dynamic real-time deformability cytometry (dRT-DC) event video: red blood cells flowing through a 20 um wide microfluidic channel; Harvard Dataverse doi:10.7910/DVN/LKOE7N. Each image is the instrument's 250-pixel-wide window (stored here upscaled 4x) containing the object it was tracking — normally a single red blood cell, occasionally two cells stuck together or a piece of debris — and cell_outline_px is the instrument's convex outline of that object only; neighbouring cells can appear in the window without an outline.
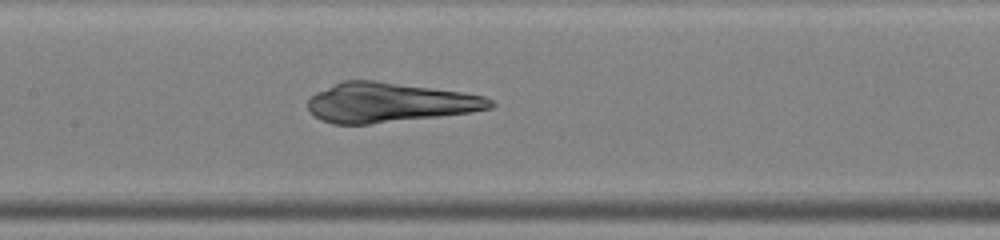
{"species": "common noctule bat (a hibernating species)", "species_latin": "Nyctalus noctula", "temperature_condition": "warm", "stored_images_in_passage": 39, "camera_frame_rate_fps": 3000, "um_per_image_px": 0.085, "animal": {"sex": "male", "body_mass_g": 19.0, "forearm_length_mm": 50.8}, "frame": {"image": 1, "passage_image": 23, "time_ms": 7.333, "image_size_px": [1000, 240], "cell_outline_px": [[496, 104], [492, 108], [472, 112], [440, 116], [368, 124], [332, 124], [320, 120], [308, 108], [308, 100], [316, 92], [344, 80], [372, 80], [464, 92], [484, 96], [492, 100]], "centroid_in_image_um": [33.12, 8.72], "position_along_channel_um": 174.3, "area_um2": 41.96}}
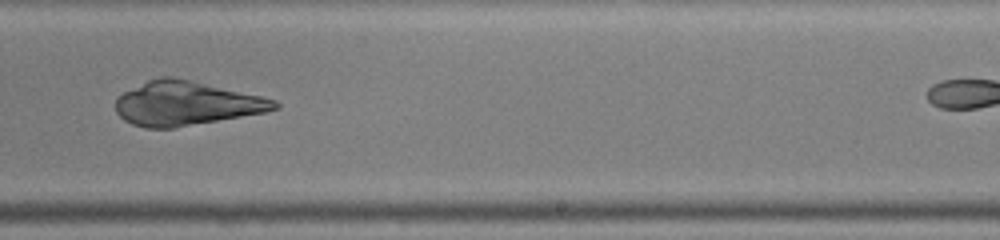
{"frame": {"image": 2, "passage_image": 30, "time_ms": 9.667, "image_size_px": [1000, 240], "cell_outline_px": [[280, 108], [268, 112], [176, 128], [144, 128], [132, 124], [124, 120], [116, 112], [116, 100], [124, 92], [148, 80], [160, 76], [172, 76], [260, 96], [276, 100], [280, 104]], "centroid_in_image_um": [15.84, 8.81], "position_along_channel_um": 273.2, "area_um2": 40.81}}
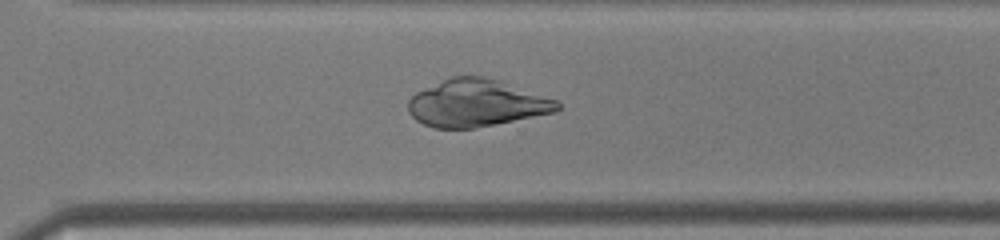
{"frame": {"image": 3, "passage_image": 34, "time_ms": 11.0, "image_size_px": [1000, 240], "cell_outline_px": [[560, 108], [556, 112], [472, 128], [436, 128], [424, 124], [416, 120], [408, 112], [408, 100], [416, 92], [452, 76], [484, 76], [500, 80], [556, 100], [560, 104]], "centroid_in_image_um": [40.48, 8.76], "position_along_channel_um": 330.1, "area_um2": 40.63}}